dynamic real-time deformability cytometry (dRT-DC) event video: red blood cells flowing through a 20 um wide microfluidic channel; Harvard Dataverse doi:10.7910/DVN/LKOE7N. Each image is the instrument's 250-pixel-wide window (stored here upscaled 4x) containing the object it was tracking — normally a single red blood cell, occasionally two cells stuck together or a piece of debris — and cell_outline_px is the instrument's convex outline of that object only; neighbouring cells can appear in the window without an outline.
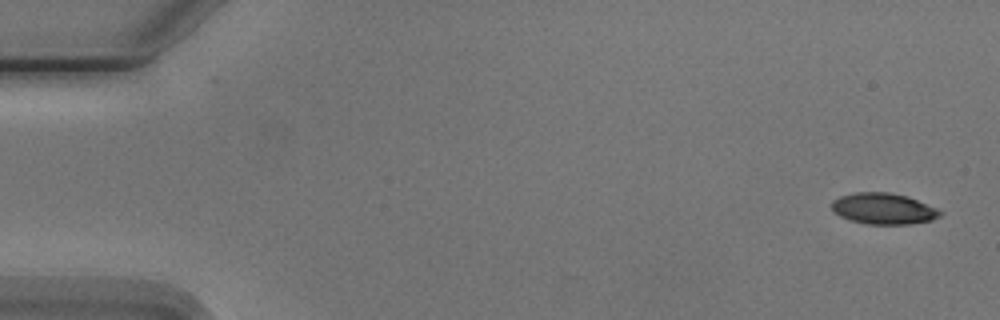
{"species": "Egyptian fruit bat (a non-hibernating species)", "species_latin": "Rousettus aegyptiacus", "temperature_condition": "cold", "stored_images_in_passage": 5, "camera_frame_rate_fps": 3000, "um_per_image_px": 0.085, "animal": {"sex": "male"}, "frame": {"image": 1, "passage_image": 1, "time_ms": 0.0, "image_size_px": [1000, 320], "cell_outline_px": [[944, 212], [940, 216], [932, 220], [908, 224], [868, 224], [848, 220], [832, 212], [832, 200], [840, 196], [856, 192], [888, 192], [908, 196], [936, 208]], "centroid_in_image_um": [75.08, 17.73], "position_along_channel_um": 9.9, "area_um2": 19.77}}